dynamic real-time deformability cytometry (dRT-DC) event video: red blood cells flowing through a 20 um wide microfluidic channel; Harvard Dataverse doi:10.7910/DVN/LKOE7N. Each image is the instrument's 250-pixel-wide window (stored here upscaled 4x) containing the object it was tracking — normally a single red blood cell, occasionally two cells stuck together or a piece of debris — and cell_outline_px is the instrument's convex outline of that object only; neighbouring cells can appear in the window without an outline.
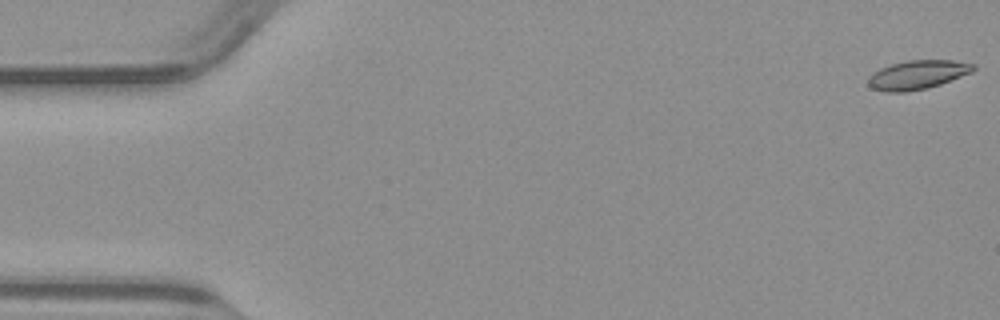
{"species": "common noctule bat (a hibernating species)", "species_latin": "Nyctalus noctula", "temperature_condition": "warm", "stored_images_in_passage": 51, "camera_frame_rate_fps": 3000, "um_per_image_px": 0.085, "animal": {"sex": "male", "body_mass_g": 23.1, "forearm_length_mm": 52.7}, "frame": {"image": 1, "passage_image": 1, "time_ms": 0.0, "image_size_px": [1000, 320], "cell_outline_px": [[976, 68], [972, 72], [940, 84], [928, 88], [908, 92], [884, 92], [872, 88], [868, 84], [868, 76], [872, 72], [880, 68], [892, 64], [908, 60], [952, 60], [976, 64]], "centroid_in_image_um": [77.97, 6.36], "position_along_channel_um": 7.0, "area_um2": 17.86}}
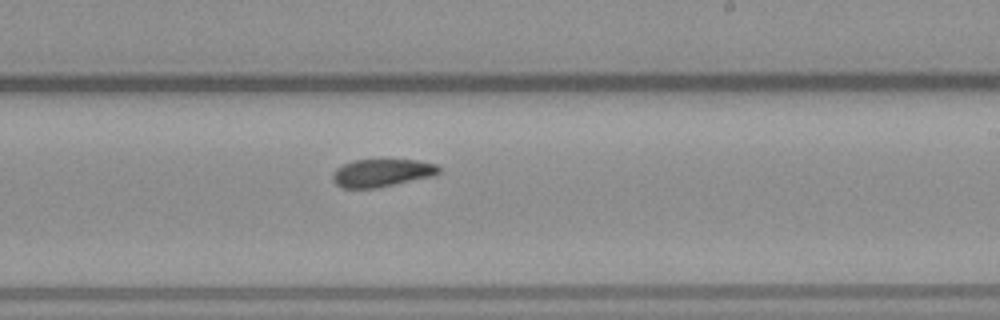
{"frame": {"image": 2, "passage_image": 30, "time_ms": 9.667, "image_size_px": [1000, 320], "cell_outline_px": [[440, 172], [436, 176], [376, 188], [340, 188], [332, 180], [332, 172], [336, 168], [352, 160], [416, 160], [436, 164], [440, 168]], "centroid_in_image_um": [32.45, 14.7], "position_along_channel_um": 256.5, "area_um2": 17.4}}
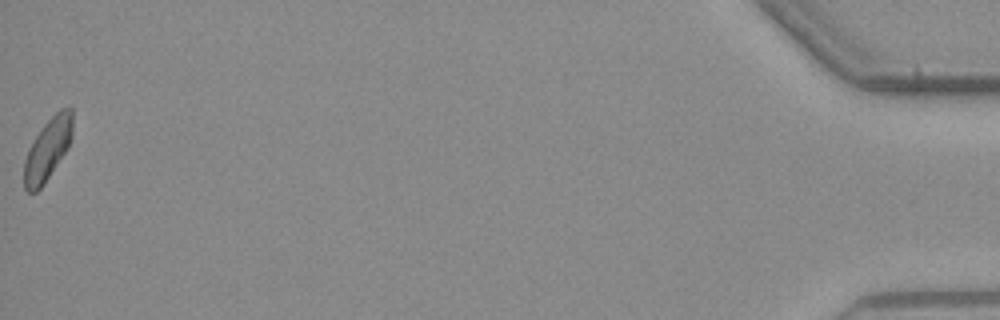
{"frame": {"image": 3, "passage_image": 51, "time_ms": 16.667, "image_size_px": [1000, 320], "cell_outline_px": [[72, 136], [68, 148], [44, 184], [36, 192], [28, 192], [24, 188], [24, 160], [28, 148], [44, 124], [60, 108], [72, 108]], "centroid_in_image_um": [4.05, 12.7], "position_along_channel_um": 431.2, "area_um2": 17.4}}